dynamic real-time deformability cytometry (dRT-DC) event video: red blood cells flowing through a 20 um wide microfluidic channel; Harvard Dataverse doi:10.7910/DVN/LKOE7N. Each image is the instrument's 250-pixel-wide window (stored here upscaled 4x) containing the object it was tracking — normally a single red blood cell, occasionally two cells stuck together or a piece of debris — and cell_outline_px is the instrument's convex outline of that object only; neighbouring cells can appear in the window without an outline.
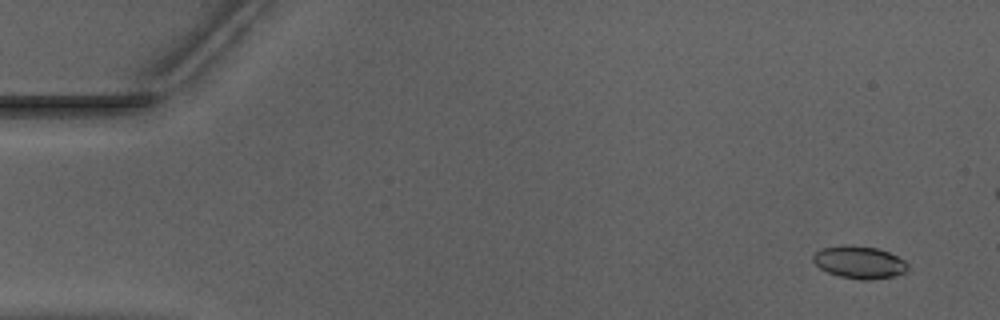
{"species": "Egyptian fruit bat (a non-hibernating species)", "species_latin": "Rousettus aegyptiacus", "temperature_condition": "warm", "stored_images_in_passage": 9, "camera_frame_rate_fps": 3000, "um_per_image_px": 0.085, "animal": {"sex": "male"}, "frame": {"image": 1, "passage_image": 3, "time_ms": 0.667, "image_size_px": [1000, 320], "cell_outline_px": [[908, 268], [904, 272], [892, 276], [868, 280], [860, 280], [840, 276], [828, 272], [820, 268], [812, 260], [812, 256], [820, 248], [840, 244], [844, 244], [876, 248], [888, 252], [904, 260], [908, 264]], "centroid_in_image_um": [73.0, 22.28], "position_along_channel_um": 12.0, "area_um2": 17.86}}